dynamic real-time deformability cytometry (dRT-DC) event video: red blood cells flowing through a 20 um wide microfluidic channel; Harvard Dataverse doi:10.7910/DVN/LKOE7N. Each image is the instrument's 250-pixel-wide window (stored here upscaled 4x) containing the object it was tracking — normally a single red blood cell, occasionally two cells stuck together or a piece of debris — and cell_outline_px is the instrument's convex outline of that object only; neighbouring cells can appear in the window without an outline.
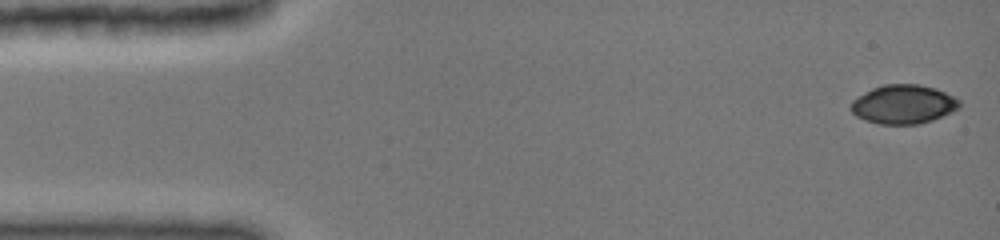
{"species": "common noctule bat (a hibernating species)", "species_latin": "Nyctalus noctula", "temperature_condition": "cold", "stored_images_in_passage": 49, "camera_frame_rate_fps": 3000, "um_per_image_px": 0.085, "animal": {"sex": "female", "body_mass_g": 19.0, "forearm_length_mm": 51.5}, "frame": {"image": 1, "passage_image": 1, "time_ms": 0.0, "image_size_px": [1000, 240], "cell_outline_px": [[960, 108], [952, 112], [932, 120], [920, 124], [880, 124], [864, 120], [856, 116], [848, 108], [852, 100], [872, 88], [884, 84], [916, 84], [936, 88], [960, 100]], "centroid_in_image_um": [76.77, 8.87], "position_along_channel_um": 8.2, "area_um2": 24.74}}
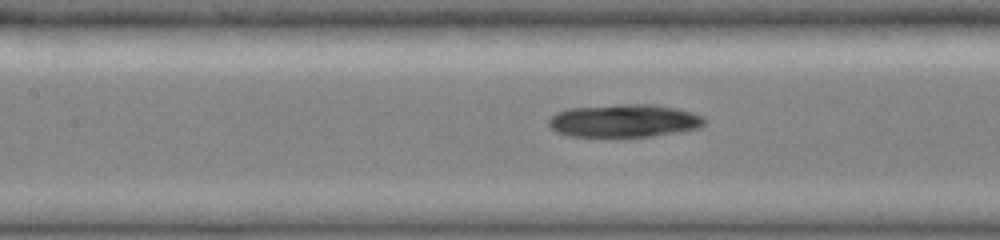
{"frame": {"image": 2, "passage_image": 22, "time_ms": 6.667, "image_size_px": [1000, 240], "cell_outline_px": [[704, 124], [700, 128], [652, 136], [568, 136], [556, 132], [548, 124], [548, 120], [556, 112], [568, 108], [628, 104], [648, 104], [672, 108], [692, 112], [700, 116], [704, 120]], "centroid_in_image_um": [53.0, 10.27], "position_along_channel_um": 154.4, "area_um2": 29.48}}
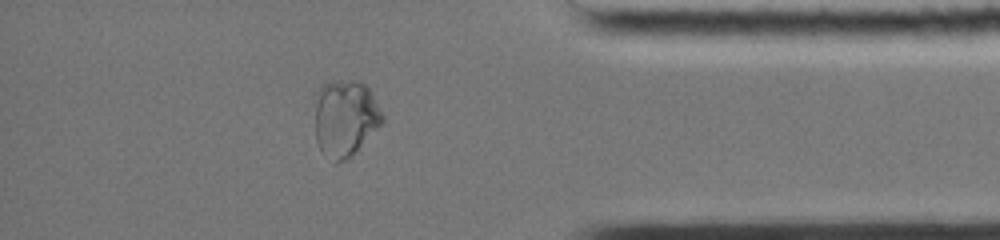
{"frame": {"image": 3, "passage_image": 43, "time_ms": 13.333, "image_size_px": [1000, 240], "cell_outline_px": [[384, 120], [352, 156], [336, 164], [332, 164], [320, 152], [316, 140], [312, 100], [320, 88], [324, 84], [332, 80], [360, 80], [368, 88], [384, 116]], "centroid_in_image_um": [29.26, 10.05], "position_along_channel_um": 405.9, "area_um2": 31.04}, "authors_computed_cell_mechanics": {"area_um2": 29.5936, "velocity_mm_per_s": 3.9696, "shape_relaxation_time_tau1_ms": null, "shape_relaxation_time_tau2_ms": 10.6121, "deformation_change_tau1": null, "deformation_change_tau2": 0.1276}}